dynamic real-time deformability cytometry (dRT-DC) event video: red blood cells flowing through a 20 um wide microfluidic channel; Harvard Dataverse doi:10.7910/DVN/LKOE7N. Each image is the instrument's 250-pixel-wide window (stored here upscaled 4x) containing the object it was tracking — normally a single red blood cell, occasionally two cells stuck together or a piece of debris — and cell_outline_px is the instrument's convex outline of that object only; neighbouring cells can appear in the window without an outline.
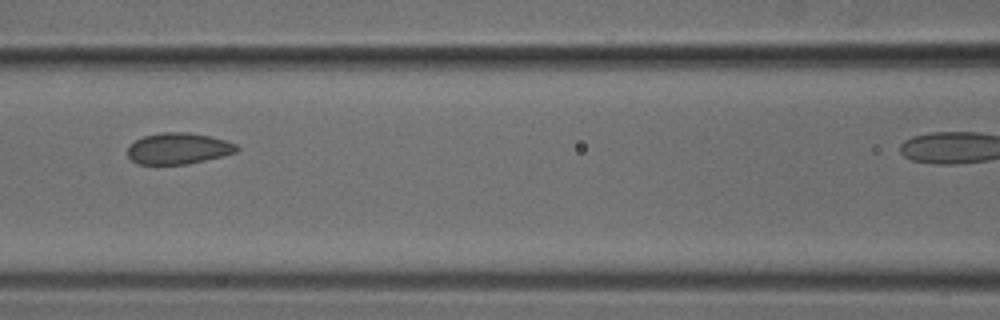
{"species": "common noctule bat (a hibernating species)", "species_latin": "Nyctalus noctula", "temperature_condition": "cold", "stored_images_in_passage": 6, "segment_of_instrument_passage": [1, 2], "camera_frame_rate_fps": 3000, "um_per_image_px": 0.085, "animal": {"sex": "male", "body_mass_g": 18.8}, "frame": {"image": 1, "passage_image": 5, "time_ms": 1.333, "image_size_px": [1000, 320], "cell_outline_px": [[240, 148], [236, 152], [224, 156], [188, 164], [136, 164], [128, 156], [128, 144], [144, 136], [164, 132], [188, 132], [208, 136], [224, 140], [236, 144]], "centroid_in_image_um": [15.15, 12.63], "position_along_channel_um": 151.4, "area_um2": 19.88}}